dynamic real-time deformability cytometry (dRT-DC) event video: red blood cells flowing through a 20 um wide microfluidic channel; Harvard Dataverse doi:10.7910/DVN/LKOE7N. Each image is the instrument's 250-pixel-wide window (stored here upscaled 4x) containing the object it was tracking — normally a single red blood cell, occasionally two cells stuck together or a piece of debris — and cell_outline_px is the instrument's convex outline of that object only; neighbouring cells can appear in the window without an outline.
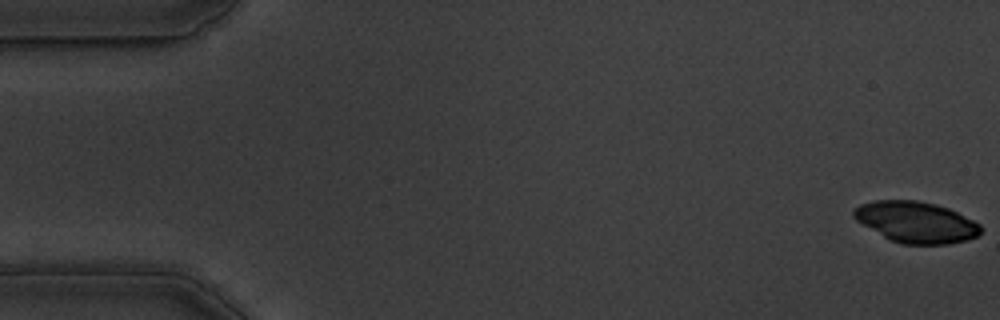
{"species": "common noctule bat (a hibernating species)", "species_latin": "Nyctalus noctula", "temperature_condition": "warm", "stored_images_in_passage": 16, "camera_frame_rate_fps": 3000, "um_per_image_px": 0.085, "animal": {"sex": "male", "body_mass_g": 19.5, "forearm_length_mm": 54.6}, "frame": {"image": 1, "passage_image": 1, "time_ms": 0.0, "image_size_px": [1000, 320], "cell_outline_px": [[980, 232], [976, 236], [968, 240], [948, 244], [900, 244], [888, 240], [856, 220], [852, 216], [852, 212], [860, 204], [872, 200], [916, 200], [936, 204], [948, 208], [980, 224]], "centroid_in_image_um": [77.82, 18.88], "position_along_channel_um": 7.2, "area_um2": 30.46}}